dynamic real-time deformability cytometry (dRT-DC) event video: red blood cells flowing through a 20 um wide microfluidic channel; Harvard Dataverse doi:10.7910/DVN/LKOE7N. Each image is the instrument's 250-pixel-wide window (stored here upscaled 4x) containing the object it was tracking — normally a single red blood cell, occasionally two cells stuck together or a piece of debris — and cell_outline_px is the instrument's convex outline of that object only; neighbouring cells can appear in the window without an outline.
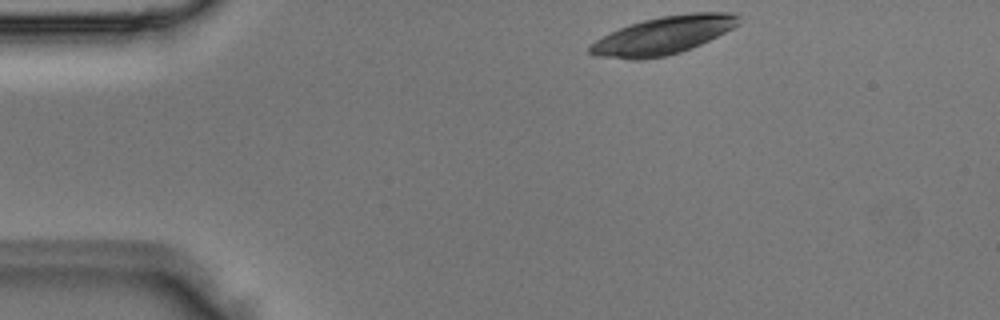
{"species": "Egyptian fruit bat (a non-hibernating species)", "species_latin": "Rousettus aegyptiacus", "temperature_condition": "room temperature", "stored_images_in_passage": 2, "camera_frame_rate_fps": 3000, "um_per_image_px": 0.085, "animal": {"sex": "male"}, "frame": {"image": 1, "passage_image": 1, "time_ms": 0.0, "image_size_px": [1000, 320], "cell_outline_px": [[740, 24], [700, 44], [680, 52], [664, 56], [640, 60], [632, 60], [596, 56], [588, 52], [588, 48], [596, 40], [628, 24], [660, 16], [692, 12], [732, 12], [740, 16]], "centroid_in_image_um": [56.38, 3.0], "position_along_channel_um": 28.6, "area_um2": 32.66}}